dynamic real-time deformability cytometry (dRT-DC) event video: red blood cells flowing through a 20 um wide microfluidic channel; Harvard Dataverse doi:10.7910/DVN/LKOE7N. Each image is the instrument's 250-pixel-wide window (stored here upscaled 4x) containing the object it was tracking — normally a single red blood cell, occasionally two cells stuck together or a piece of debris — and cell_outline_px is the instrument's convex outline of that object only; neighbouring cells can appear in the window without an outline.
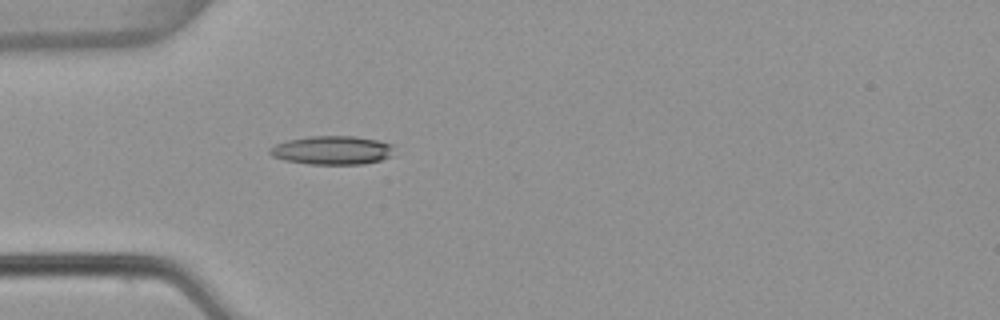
{"species": "common noctule bat (a hibernating species)", "species_latin": "Nyctalus noctula", "temperature_condition": "warm", "stored_images_in_passage": 5, "camera_frame_rate_fps": 3000, "um_per_image_px": 0.085, "animal": {"sex": "female", "body_mass_g": 22.7, "forearm_length_mm": 54.2}, "frame": {"image": 1, "passage_image": 5, "time_ms": 1.333, "image_size_px": [1000, 320], "cell_outline_px": [[392, 156], [380, 160], [364, 164], [308, 164], [284, 160], [272, 156], [268, 152], [268, 148], [276, 144], [288, 140], [308, 136], [356, 136], [380, 140], [392, 144]], "centroid_in_image_um": [28.23, 12.76], "position_along_channel_um": 56.8, "area_um2": 20.92}}